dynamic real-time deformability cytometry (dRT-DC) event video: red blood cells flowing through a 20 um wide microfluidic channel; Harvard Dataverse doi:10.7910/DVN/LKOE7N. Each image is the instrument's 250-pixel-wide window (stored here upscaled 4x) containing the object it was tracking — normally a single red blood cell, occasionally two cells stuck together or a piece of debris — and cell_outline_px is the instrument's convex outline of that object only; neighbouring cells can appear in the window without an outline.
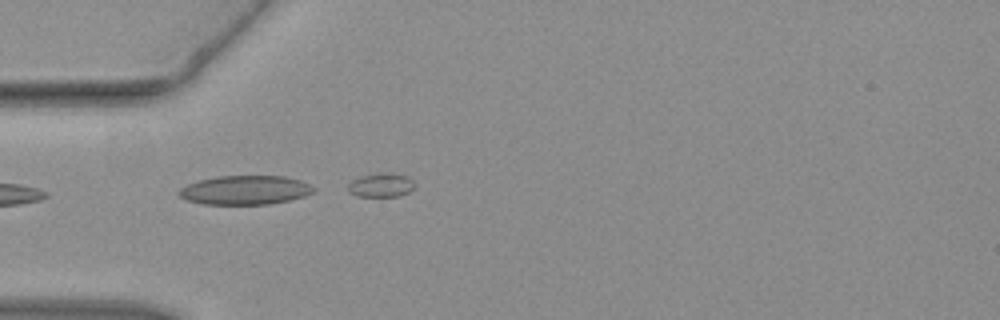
{"species": "common noctule bat (a hibernating species)", "species_latin": "Nyctalus noctula", "temperature_condition": "warm", "stored_images_in_passage": 18, "camera_frame_rate_fps": 3000, "um_per_image_px": 0.085, "animal": {"sex": "female", "body_mass_g": 19.3, "forearm_length_mm": 54.1}, "frame": {"image": 1, "passage_image": 1, "time_ms": 0.0, "image_size_px": [1000, 320], "cell_outline_px": [[316, 188], [312, 192], [304, 196], [288, 200], [268, 204], [204, 204], [188, 200], [180, 196], [176, 192], [180, 188], [188, 184], [200, 180], [216, 176], [284, 176], [300, 180]], "centroid_in_image_um": [20.82, 16.15], "position_along_channel_um": 64.2, "area_um2": 22.6}}